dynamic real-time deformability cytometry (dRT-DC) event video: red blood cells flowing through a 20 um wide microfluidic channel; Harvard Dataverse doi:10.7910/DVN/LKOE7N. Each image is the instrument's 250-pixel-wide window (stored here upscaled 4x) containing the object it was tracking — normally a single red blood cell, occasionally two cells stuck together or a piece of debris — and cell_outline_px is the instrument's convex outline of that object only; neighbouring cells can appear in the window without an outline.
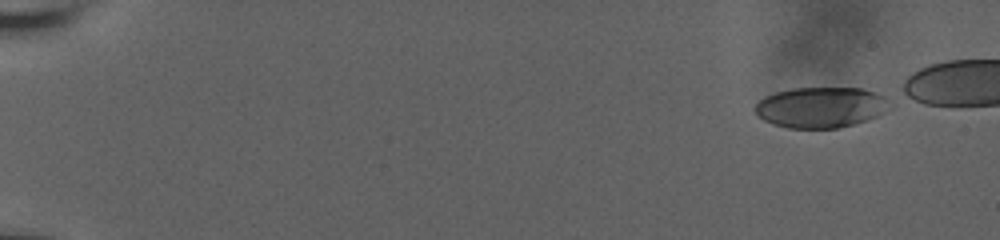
{"species": "human", "species_latin": "Homo sapiens", "temperature_condition": "room temperature", "stored_images_in_passage": 2, "camera_frame_rate_fps": 3000, "um_per_image_px": 0.085, "donor": {"sex": "male"}, "frame": {"image": 1, "passage_image": 1, "time_ms": 0.0, "image_size_px": [1000, 240], "cell_outline_px": [[884, 112], [876, 116], [852, 124], [836, 128], [788, 128], [772, 124], [756, 116], [756, 104], [764, 96], [776, 92], [792, 88], [860, 88], [876, 92], [884, 96]], "centroid_in_image_um": [69.67, 9.12], "position_along_channel_um": 15.3, "area_um2": 31.39}}